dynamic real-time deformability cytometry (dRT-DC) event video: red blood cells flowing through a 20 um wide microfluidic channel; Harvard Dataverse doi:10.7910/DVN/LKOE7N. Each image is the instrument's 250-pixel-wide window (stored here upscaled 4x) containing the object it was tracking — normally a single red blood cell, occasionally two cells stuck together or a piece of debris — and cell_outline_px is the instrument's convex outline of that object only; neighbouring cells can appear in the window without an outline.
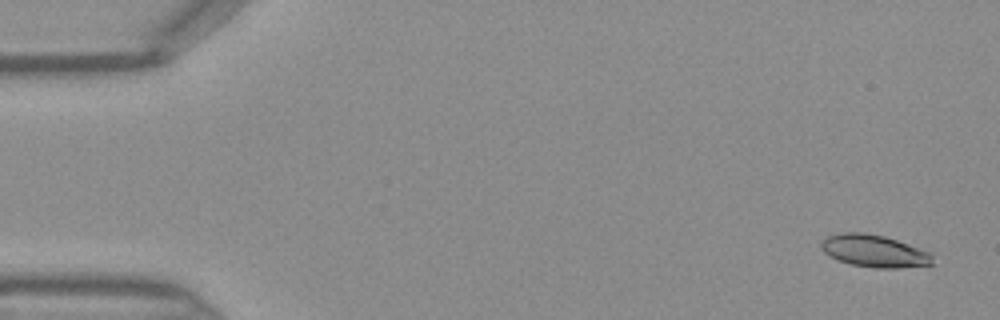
{"species": "Egyptian fruit bat (a non-hibernating species)", "species_latin": "Rousettus aegyptiacus", "temperature_condition": "warm", "stored_images_in_passage": 46, "camera_frame_rate_fps": 3000, "um_per_image_px": 0.085, "frame": {"image": 1, "passage_image": 2, "time_ms": 0.333, "image_size_px": [1000, 320], "cell_outline_px": [[932, 264], [896, 268], [876, 268], [852, 264], [828, 256], [820, 248], [820, 244], [824, 236], [840, 232], [864, 232], [884, 236], [932, 252]], "centroid_in_image_um": [74.26, 21.31], "position_along_channel_um": 10.7, "area_um2": 21.04}}
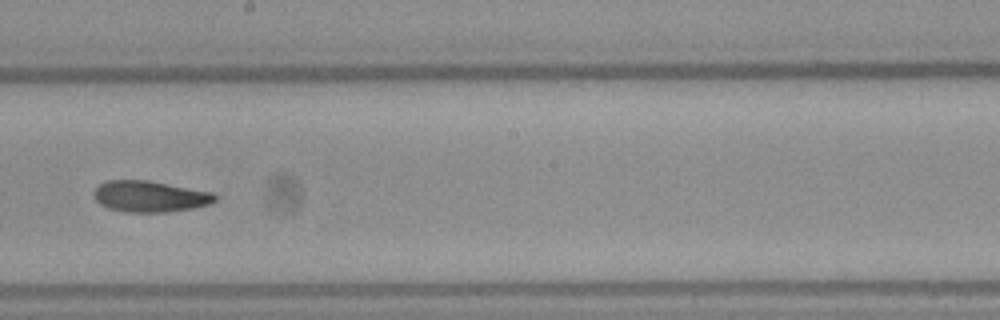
{"frame": {"image": 2, "passage_image": 26, "time_ms": 8.333, "image_size_px": [1000, 320], "cell_outline_px": [[216, 200], [208, 204], [192, 208], [164, 212], [124, 212], [108, 208], [100, 204], [96, 200], [92, 192], [100, 184], [108, 180], [148, 180], [212, 192], [216, 196]], "centroid_in_image_um": [12.7, 16.69], "position_along_channel_um": 235.5, "area_um2": 21.91}}
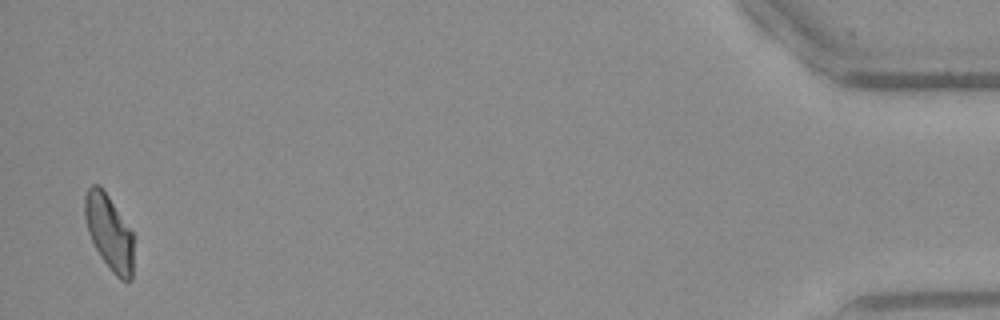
{"frame": {"image": 3, "passage_image": 45, "time_ms": 14.667, "image_size_px": [1000, 320], "cell_outline_px": [[132, 280], [120, 280], [112, 272], [100, 256], [88, 232], [84, 216], [84, 196], [88, 188], [92, 184], [96, 184], [108, 196], [132, 232]], "centroid_in_image_um": [9.25, 19.76], "position_along_channel_um": 425.9, "area_um2": 20.92}}